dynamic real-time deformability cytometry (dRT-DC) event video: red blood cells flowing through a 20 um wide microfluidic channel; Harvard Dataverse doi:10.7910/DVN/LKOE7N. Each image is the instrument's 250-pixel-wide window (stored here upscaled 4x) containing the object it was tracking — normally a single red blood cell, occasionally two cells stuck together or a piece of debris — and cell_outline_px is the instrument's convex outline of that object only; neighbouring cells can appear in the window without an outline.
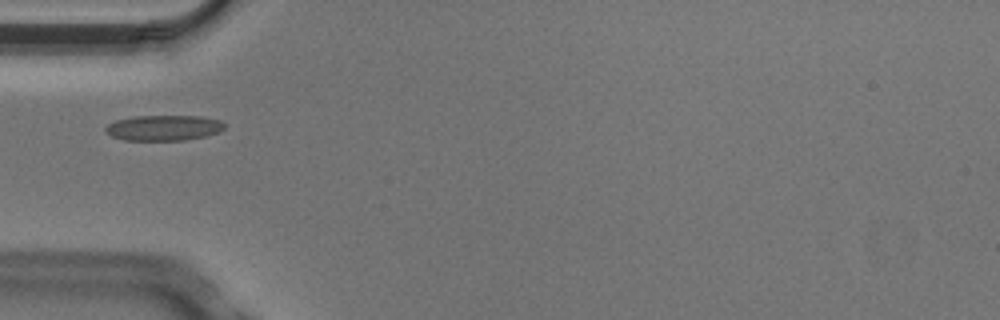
{"species": "Egyptian fruit bat (a non-hibernating species)", "species_latin": "Rousettus aegyptiacus", "temperature_condition": "cold", "stored_images_in_passage": 1, "camera_frame_rate_fps": 3000, "um_per_image_px": 0.085, "animal": {"sex": "male"}, "frame": {"image": 1, "passage_image": 1, "time_ms": 0.0, "image_size_px": [1000, 320], "cell_outline_px": [[224, 128], [220, 132], [204, 136], [184, 140], [124, 140], [112, 136], [104, 132], [104, 128], [108, 124], [116, 120], [136, 116], [200, 116], [220, 120], [224, 124]], "centroid_in_image_um": [13.89, 10.86], "position_along_channel_um": 71.1, "area_um2": 17.63}}